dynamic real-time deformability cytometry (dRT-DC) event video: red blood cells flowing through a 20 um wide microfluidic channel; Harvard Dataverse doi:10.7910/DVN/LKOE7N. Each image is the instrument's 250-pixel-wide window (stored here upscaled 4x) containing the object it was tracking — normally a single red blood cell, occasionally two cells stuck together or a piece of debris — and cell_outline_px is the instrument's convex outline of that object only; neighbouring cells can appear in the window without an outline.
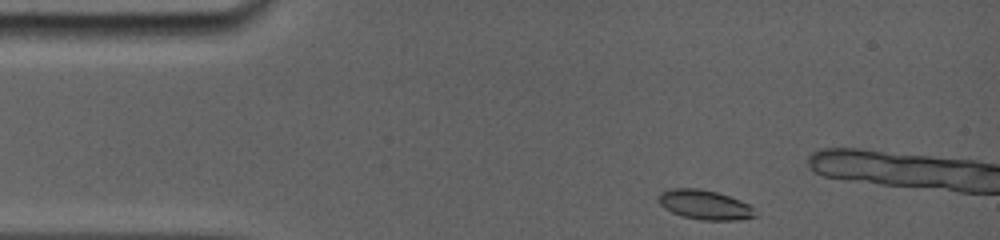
{"species": "common noctule bat (a hibernating species)", "species_latin": "Nyctalus noctula", "temperature_condition": "room temperature", "stored_images_in_passage": 44, "camera_frame_rate_fps": 5000, "um_per_image_px": 0.085, "animal": {"sex": "female", "body_mass_g": 19.0, "forearm_length_mm": 56.7}, "frame": {"image": 1, "passage_image": 1, "time_ms": 0.0, "image_size_px": [1000, 240], "cell_outline_px": [[756, 216], [736, 220], [700, 220], [680, 216], [664, 208], [660, 204], [656, 196], [660, 192], [668, 188], [700, 188], [716, 192], [740, 200], [748, 204], [752, 208]], "centroid_in_image_um": [59.82, 17.39], "position_along_channel_um": 25.2, "area_um2": 16.7}}
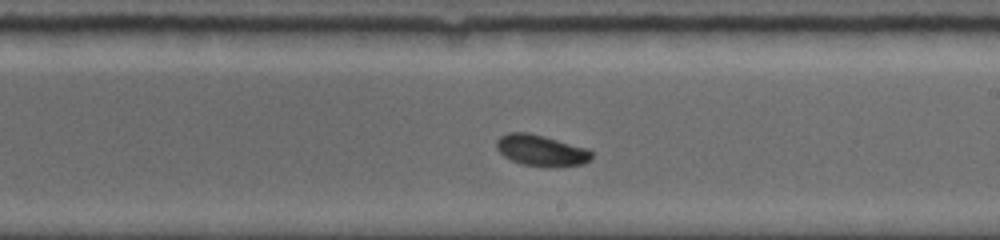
{"frame": {"image": 2, "passage_image": 23, "time_ms": 7.2, "image_size_px": [1000, 240], "cell_outline_px": [[592, 156], [584, 164], [552, 168], [544, 168], [520, 164], [504, 156], [496, 148], [496, 140], [500, 136], [508, 132], [528, 132], [544, 136], [588, 148], [592, 152]], "centroid_in_image_um": [46.0, 12.8], "position_along_channel_um": 243.0, "area_um2": 17.63}}
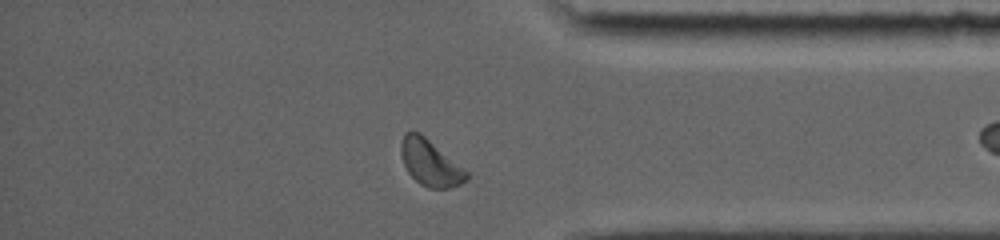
{"frame": {"image": 3, "passage_image": 38, "time_ms": 11.4, "image_size_px": [1000, 240], "cell_outline_px": [[468, 180], [460, 184], [448, 188], [428, 188], [420, 184], [408, 172], [404, 164], [400, 152], [400, 144], [404, 132], [420, 132], [468, 172]], "centroid_in_image_um": [36.55, 13.84], "position_along_channel_um": 398.6, "area_um2": 17.46}}